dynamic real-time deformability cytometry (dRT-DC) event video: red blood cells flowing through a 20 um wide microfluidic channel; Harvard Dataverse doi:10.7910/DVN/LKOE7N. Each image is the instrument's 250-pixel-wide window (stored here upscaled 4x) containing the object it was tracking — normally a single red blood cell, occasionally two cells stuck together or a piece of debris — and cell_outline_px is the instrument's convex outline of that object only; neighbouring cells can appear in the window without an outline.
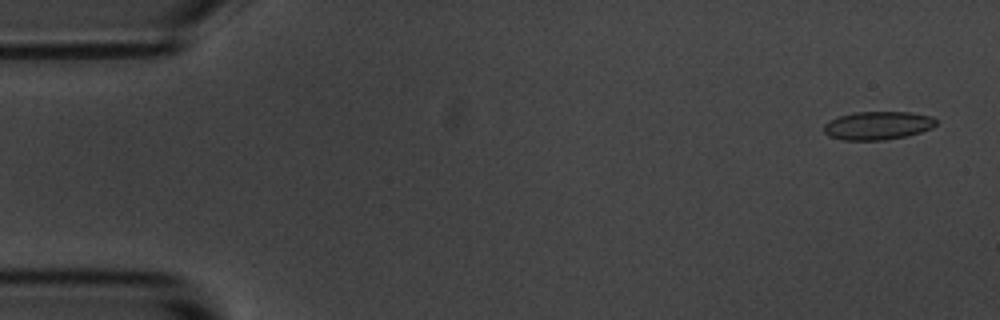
{"species": "common noctule bat (a hibernating species)", "species_latin": "Nyctalus noctula", "temperature_condition": "room temperature", "stored_images_in_passage": 4, "camera_frame_rate_fps": 3000, "um_per_image_px": 0.085, "animal": {"sex": "male", "body_mass_g": 20.1, "forearm_length_mm": 53.5}, "frame": {"image": 1, "passage_image": 1, "time_ms": 0.0, "image_size_px": [1000, 320], "cell_outline_px": [[936, 124], [932, 128], [920, 132], [904, 136], [884, 140], [844, 140], [828, 136], [824, 132], [824, 124], [840, 116], [852, 112], [912, 112], [932, 116], [936, 120]], "centroid_in_image_um": [74.61, 10.66], "position_along_channel_um": 10.4, "area_um2": 18.44}}